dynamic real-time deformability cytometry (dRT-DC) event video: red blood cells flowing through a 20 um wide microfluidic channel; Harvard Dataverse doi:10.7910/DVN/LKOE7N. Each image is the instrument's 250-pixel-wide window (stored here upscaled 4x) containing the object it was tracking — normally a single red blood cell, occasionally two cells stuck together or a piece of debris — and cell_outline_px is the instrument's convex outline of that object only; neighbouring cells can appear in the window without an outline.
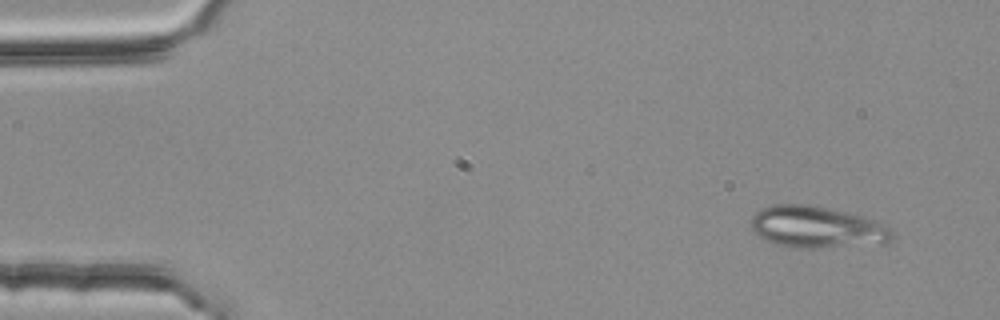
{"species": "common noctule bat (a hibernating species)", "species_latin": "Nyctalus noctula", "temperature_condition": "room temperature", "stored_images_in_passage": 3, "camera_frame_rate_fps": 3000, "um_per_image_px": 0.085, "animal": {"sex": "female", "body_mass_g": 25.1}, "frame": {"image": 1, "passage_image": 1, "time_ms": 0.0, "image_size_px": [1000, 320], "cell_outline_px": [[896, 232], [892, 240], [884, 244], [820, 248], [788, 248], [772, 244], [764, 240], [748, 224], [752, 216], [760, 208], [776, 204], [804, 204], [828, 208], [864, 216], [888, 224]], "centroid_in_image_um": [69.48, 19.33], "position_along_channel_um": 15.5, "area_um2": 35.26}}